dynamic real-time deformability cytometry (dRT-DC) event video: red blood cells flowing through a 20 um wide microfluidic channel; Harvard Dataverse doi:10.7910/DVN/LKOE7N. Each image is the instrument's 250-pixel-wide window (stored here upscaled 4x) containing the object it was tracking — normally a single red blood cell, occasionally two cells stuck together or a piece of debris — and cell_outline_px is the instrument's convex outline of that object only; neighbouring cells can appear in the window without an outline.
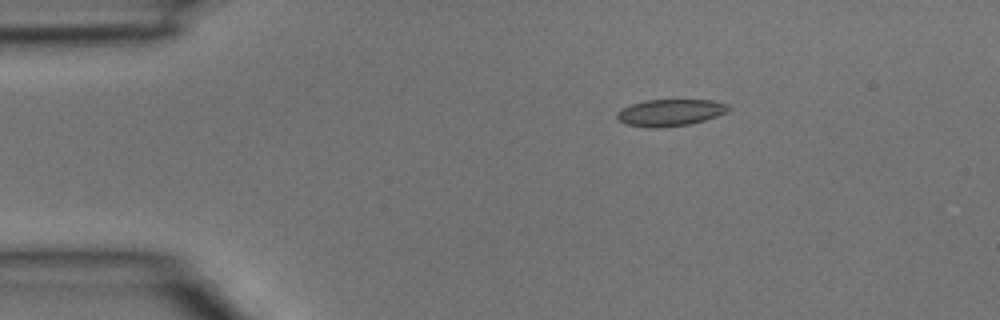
{"species": "common noctule bat (a hibernating species)", "species_latin": "Nyctalus noctula", "temperature_condition": "room temperature", "stored_images_in_passage": 3, "camera_frame_rate_fps": 3000, "um_per_image_px": 0.085, "animal": {"sex": "male", "body_mass_g": 15.6}, "frame": {"image": 1, "passage_image": 1, "time_ms": 0.0, "image_size_px": [1000, 320], "cell_outline_px": [[732, 108], [716, 116], [704, 120], [688, 124], [656, 128], [648, 128], [624, 124], [616, 116], [616, 112], [620, 108], [644, 100], [712, 100], [728, 104]], "centroid_in_image_um": [56.92, 9.57], "position_along_channel_um": 28.1, "area_um2": 17.4}}
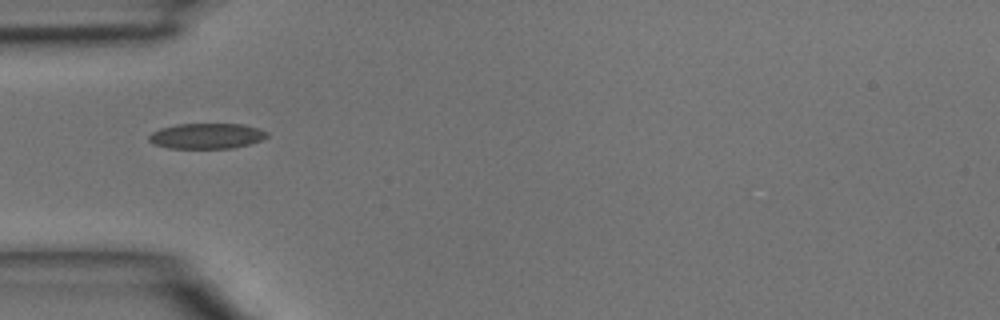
{"frame": {"image": 2, "passage_image": 3, "time_ms": 0.667, "image_size_px": [1000, 320], "cell_outline_px": [[268, 136], [260, 140], [248, 144], [232, 148], [168, 148], [152, 144], [148, 140], [148, 136], [152, 132], [160, 128], [176, 124], [244, 124], [268, 132]], "centroid_in_image_um": [17.51, 11.55], "position_along_channel_um": 67.5, "area_um2": 17.51}}